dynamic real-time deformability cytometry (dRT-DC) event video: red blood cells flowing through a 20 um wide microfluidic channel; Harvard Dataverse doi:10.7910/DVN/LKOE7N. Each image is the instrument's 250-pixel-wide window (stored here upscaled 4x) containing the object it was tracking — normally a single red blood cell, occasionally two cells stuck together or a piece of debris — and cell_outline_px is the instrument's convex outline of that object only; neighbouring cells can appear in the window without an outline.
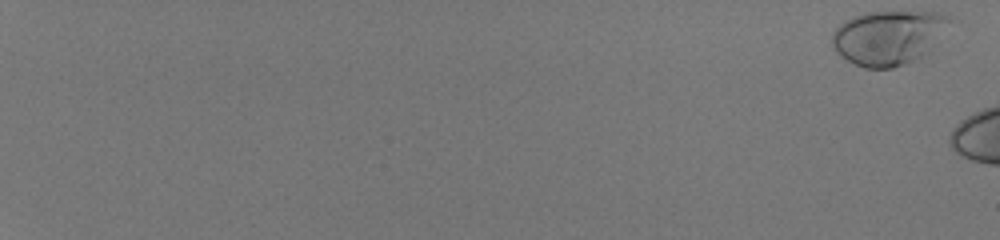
{"species": "human", "species_latin": "Homo sapiens", "temperature_condition": "room temperature", "stored_images_in_passage": 6, "camera_frame_rate_fps": 3000, "um_per_image_px": 0.085, "donor": {"sex": "male"}, "frame": {"image": 1, "passage_image": 1, "time_ms": 0.0, "image_size_px": [1000, 240], "cell_outline_px": [[948, 20], [924, 56], [904, 64], [892, 68], [864, 68], [840, 56], [832, 48], [832, 32], [844, 20], [852, 16], [864, 12], [936, 12], [948, 16]], "centroid_in_image_um": [75.39, 3.19], "position_along_channel_um": 9.6, "area_um2": 36.53}}